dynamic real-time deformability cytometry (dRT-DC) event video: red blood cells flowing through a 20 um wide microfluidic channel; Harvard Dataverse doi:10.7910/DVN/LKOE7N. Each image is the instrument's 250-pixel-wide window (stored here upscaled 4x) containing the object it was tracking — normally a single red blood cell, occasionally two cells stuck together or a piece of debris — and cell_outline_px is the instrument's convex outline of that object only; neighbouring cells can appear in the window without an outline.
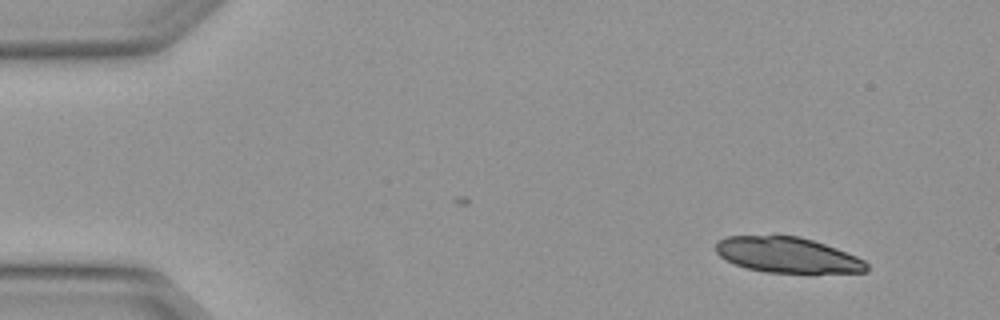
{"species": "Egyptian fruit bat (a non-hibernating species)", "species_latin": "Rousettus aegyptiacus", "temperature_condition": "warm", "stored_images_in_passage": 3, "camera_frame_rate_fps": 3000, "um_per_image_px": 0.085, "animal": {"sex": "female"}, "frame": {"image": 1, "passage_image": 1, "time_ms": 0.0, "image_size_px": [1000, 320], "cell_outline_px": [[868, 272], [764, 272], [748, 268], [736, 264], [720, 256], [716, 252], [716, 240], [728, 236], [800, 236], [836, 248], [856, 256], [864, 260], [868, 264]], "centroid_in_image_um": [66.93, 21.67], "position_along_channel_um": 18.1, "area_um2": 30.81}}